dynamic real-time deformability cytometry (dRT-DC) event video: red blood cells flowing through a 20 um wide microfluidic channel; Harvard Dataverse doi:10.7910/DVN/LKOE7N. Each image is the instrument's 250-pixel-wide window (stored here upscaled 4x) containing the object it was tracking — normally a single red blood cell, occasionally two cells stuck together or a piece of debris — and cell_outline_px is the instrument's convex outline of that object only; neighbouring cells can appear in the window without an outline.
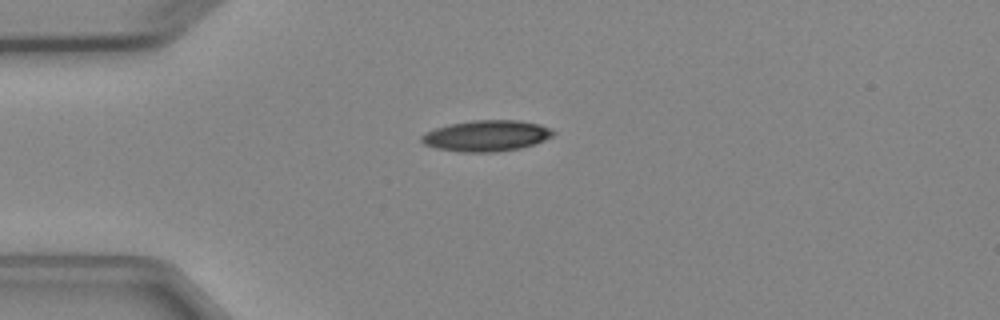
{"species": "Egyptian fruit bat (a non-hibernating species)", "species_latin": "Rousettus aegyptiacus", "temperature_condition": "cold", "stored_images_in_passage": 3, "camera_frame_rate_fps": 3000, "um_per_image_px": 0.085, "animal": {"sex": "female"}, "frame": {"image": 1, "passage_image": 1, "time_ms": 0.0, "image_size_px": [1000, 320], "cell_outline_px": [[556, 132], [552, 136], [536, 144], [520, 148], [496, 152], [460, 152], [436, 148], [424, 144], [420, 140], [420, 136], [424, 132], [448, 124], [472, 120], [520, 120], [540, 124], [552, 128]], "centroid_in_image_um": [41.36, 11.53], "position_along_channel_um": 43.6, "area_um2": 24.1}}
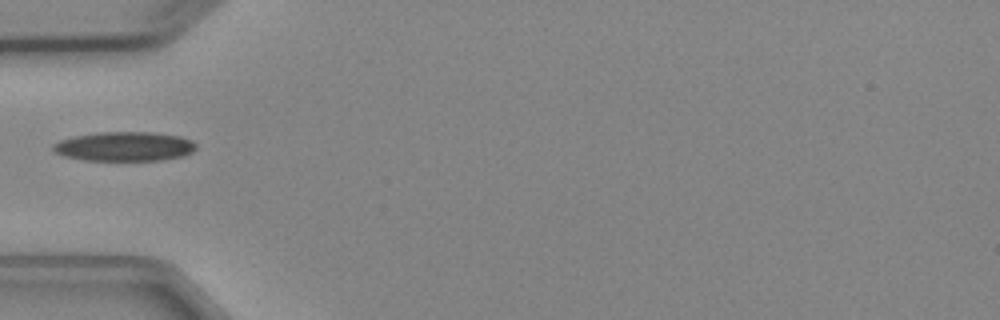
{"frame": {"image": 2, "passage_image": 2, "time_ms": 1.333, "image_size_px": [1000, 320], "cell_outline_px": [[196, 148], [192, 152], [184, 156], [160, 160], [84, 160], [64, 156], [52, 152], [52, 144], [60, 140], [76, 136], [96, 132], [152, 132], [180, 136], [192, 140], [196, 144]], "centroid_in_image_um": [10.57, 12.44], "position_along_channel_um": 74.4, "area_um2": 24.57}}